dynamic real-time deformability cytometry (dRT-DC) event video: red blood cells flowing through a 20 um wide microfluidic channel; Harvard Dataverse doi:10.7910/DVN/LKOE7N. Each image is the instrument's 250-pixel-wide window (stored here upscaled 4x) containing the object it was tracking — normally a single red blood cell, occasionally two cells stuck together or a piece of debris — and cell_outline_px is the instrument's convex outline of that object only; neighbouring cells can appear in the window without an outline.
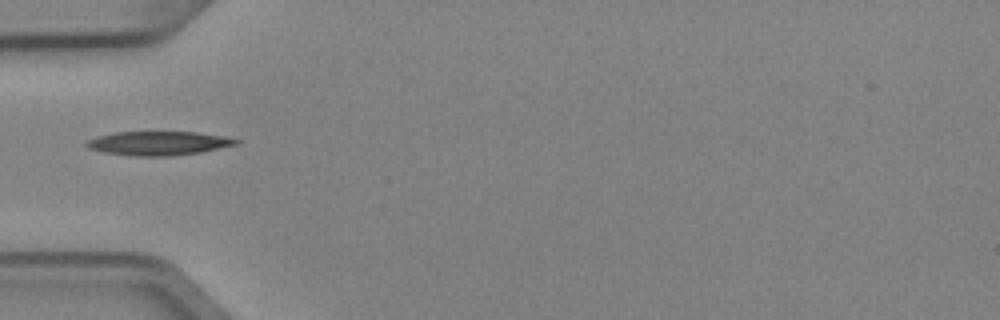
{"species": "Egyptian fruit bat (a non-hibernating species)", "species_latin": "Rousettus aegyptiacus", "temperature_condition": "cold", "stored_images_in_passage": 1, "camera_frame_rate_fps": 3000, "um_per_image_px": 0.085, "animal": {"sex": "female"}, "frame": {"image": 1, "passage_image": 1, "time_ms": 0.0, "image_size_px": [1000, 320], "cell_outline_px": [[240, 140], [236, 144], [200, 152], [168, 156], [136, 156], [104, 152], [88, 148], [84, 144], [84, 140], [96, 136], [116, 132], [196, 132], [228, 136]], "centroid_in_image_um": [13.43, 12.16], "position_along_channel_um": 71.6, "area_um2": 20.87}}